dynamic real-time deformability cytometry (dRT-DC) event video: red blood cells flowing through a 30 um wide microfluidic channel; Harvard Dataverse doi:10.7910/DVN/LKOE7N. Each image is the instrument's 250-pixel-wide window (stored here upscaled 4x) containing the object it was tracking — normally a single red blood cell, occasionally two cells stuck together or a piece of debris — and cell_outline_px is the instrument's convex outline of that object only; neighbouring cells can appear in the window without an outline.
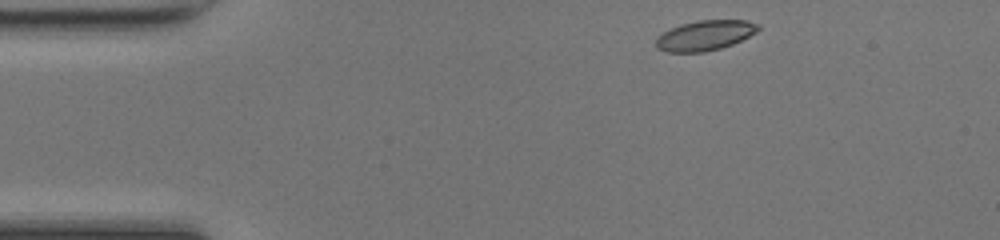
{"species": "common noctule bat (a hibernating species)", "species_latin": "Nyctalus noctula", "temperature_condition": "room temperature", "stored_images_in_passage": 42, "camera_frame_rate_fps": 3000, "um_per_image_px": 0.085, "animal": {"sex": "female", "body_mass_g": 17.0, "forearm_length_mm": 48.0}, "frame": {"image": 1, "passage_image": 1, "time_ms": 0.0, "image_size_px": [1000, 240], "cell_outline_px": [[760, 28], [756, 32], [732, 44], [720, 48], [704, 52], [668, 52], [656, 48], [656, 36], [680, 24], [696, 20], [748, 20], [760, 24]], "centroid_in_image_um": [59.91, 3.0], "position_along_channel_um": 25.1, "area_um2": 17.92}}
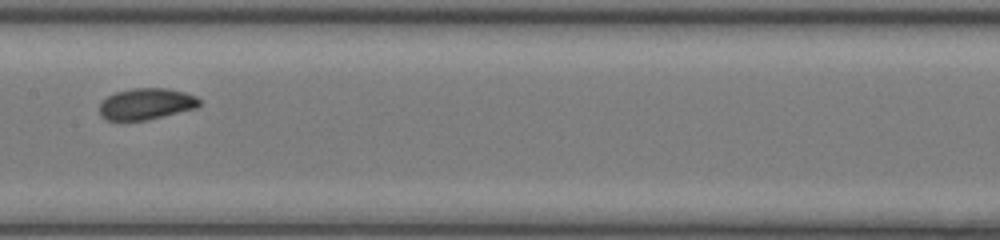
{"frame": {"image": 2, "passage_image": 18, "time_ms": 5.667, "image_size_px": [1000, 240], "cell_outline_px": [[200, 104], [196, 108], [148, 120], [108, 120], [100, 116], [100, 104], [108, 96], [116, 92], [132, 88], [168, 88], [184, 92], [196, 96], [200, 100]], "centroid_in_image_um": [12.44, 8.83], "position_along_channel_um": 195.0, "area_um2": 18.21}}
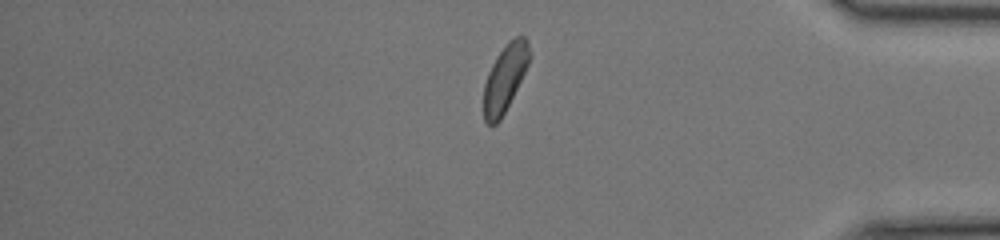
{"frame": {"image": 3, "passage_image": 34, "time_ms": 11.0, "image_size_px": [1000, 240], "cell_outline_px": [[532, 56], [500, 120], [496, 124], [488, 124], [484, 120], [484, 84], [488, 72], [496, 56], [508, 40], [516, 36], [524, 36], [528, 40], [532, 52]], "centroid_in_image_um": [42.94, 6.56], "position_along_channel_um": 392.3, "area_um2": 17.74}, "authors_computed_cell_mechanics": {"area_um2": 18.207, "velocity_mm_per_s": 4.2385, "shape_relaxation_time_tau1_ms": 7.0528, "shape_relaxation_time_tau2_ms": 2.2535, "deformation_change_tau1": 0.1785, "deformation_change_tau2": 0.0585}}